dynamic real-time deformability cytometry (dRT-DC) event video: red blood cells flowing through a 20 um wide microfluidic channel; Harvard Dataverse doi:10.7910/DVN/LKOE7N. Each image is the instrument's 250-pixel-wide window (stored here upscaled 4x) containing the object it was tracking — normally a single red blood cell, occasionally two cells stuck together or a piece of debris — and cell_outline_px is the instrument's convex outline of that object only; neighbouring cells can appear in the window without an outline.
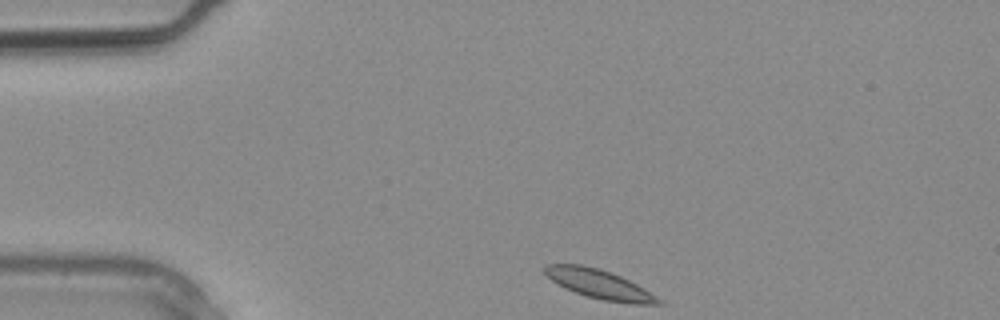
{"species": "common noctule bat (a hibernating species)", "species_latin": "Nyctalus noctula", "temperature_condition": "warm", "stored_images_in_passage": 2, "camera_frame_rate_fps": 3000, "um_per_image_px": 0.085, "animal": {"sex": "male", "body_mass_g": 20.4}, "frame": {"image": 1, "passage_image": 1, "time_ms": 0.0, "image_size_px": [1000, 320], "cell_outline_px": [[664, 304], [632, 304], [604, 300], [588, 296], [576, 292], [552, 280], [544, 272], [544, 268], [548, 264], [580, 264], [600, 268], [620, 276], [644, 288], [656, 296]], "centroid_in_image_um": [50.97, 24.15], "position_along_channel_um": 34.0, "area_um2": 18.84}}
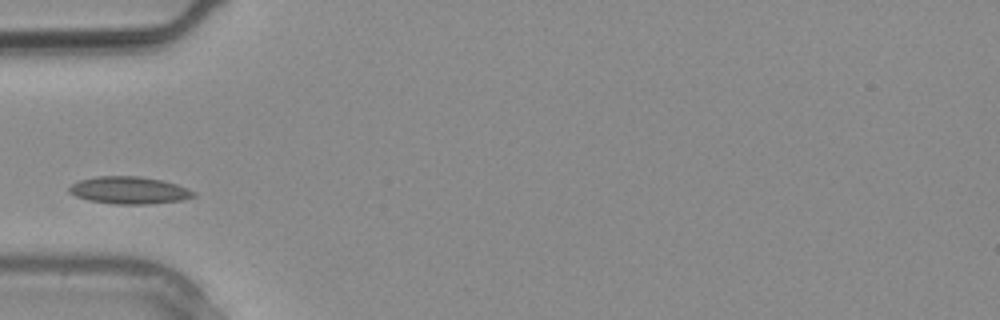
{"frame": {"image": 2, "passage_image": 2, "time_ms": 0.333, "image_size_px": [1000, 320], "cell_outline_px": [[196, 196], [184, 200], [148, 204], [116, 204], [88, 200], [76, 196], [68, 192], [68, 188], [72, 184], [80, 180], [96, 176], [140, 176], [160, 180], [176, 184], [188, 188], [196, 192]], "centroid_in_image_um": [11.0, 16.17], "position_along_channel_um": 74.0, "area_um2": 19.83}}